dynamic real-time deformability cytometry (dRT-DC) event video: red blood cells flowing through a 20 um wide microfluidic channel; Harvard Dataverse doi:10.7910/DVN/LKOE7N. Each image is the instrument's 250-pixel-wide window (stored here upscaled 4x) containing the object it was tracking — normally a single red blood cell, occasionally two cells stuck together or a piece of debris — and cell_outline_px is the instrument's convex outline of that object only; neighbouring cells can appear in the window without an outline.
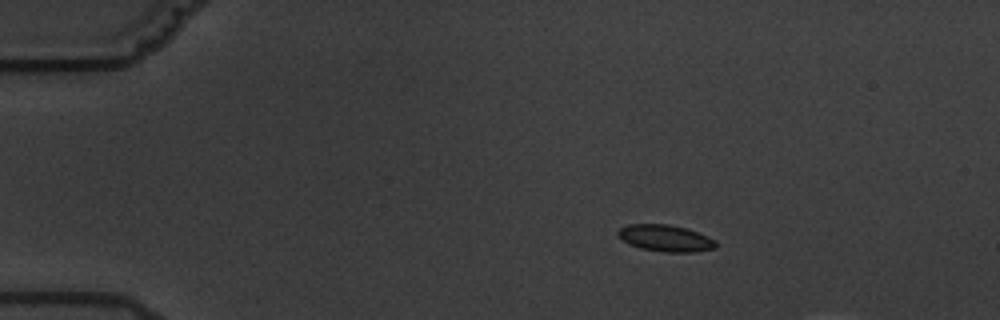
{"species": "common noctule bat (a hibernating species)", "species_latin": "Nyctalus noctula", "temperature_condition": "warm", "stored_images_in_passage": 4, "camera_frame_rate_fps": 3000, "um_per_image_px": 0.085, "animal": {"sex": "male", "body_mass_g": 19.5, "forearm_length_mm": 54.6}, "frame": {"image": 1, "passage_image": 2, "time_ms": 1.0, "image_size_px": [1000, 320], "cell_outline_px": [[716, 248], [696, 252], [664, 252], [640, 248], [628, 244], [616, 236], [616, 232], [620, 228], [628, 224], [668, 224], [688, 228], [708, 236], [716, 240]], "centroid_in_image_um": [56.55, 20.24], "position_along_channel_um": 28.4, "area_um2": 15.49}}